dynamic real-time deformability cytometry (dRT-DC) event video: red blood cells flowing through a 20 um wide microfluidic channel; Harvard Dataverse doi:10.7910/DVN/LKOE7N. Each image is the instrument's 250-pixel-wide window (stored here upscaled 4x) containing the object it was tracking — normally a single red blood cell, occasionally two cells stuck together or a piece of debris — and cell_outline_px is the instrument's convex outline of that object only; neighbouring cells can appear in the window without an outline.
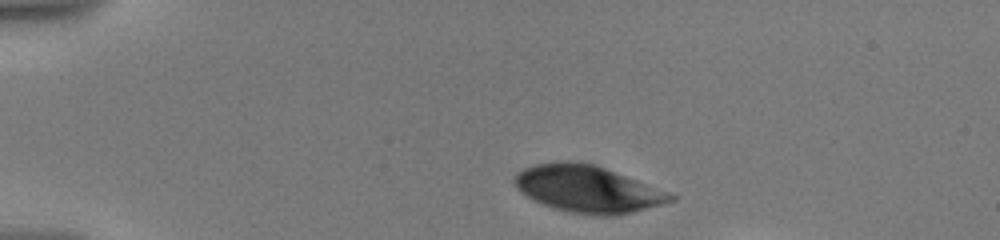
{"species": "human", "species_latin": "Homo sapiens", "temperature_condition": "warm", "stored_images_in_passage": 7, "camera_frame_rate_fps": 3000, "um_per_image_px": 0.085, "donor": {"sex": "male"}, "frame": {"image": 1, "passage_image": 1, "time_ms": 0.0, "image_size_px": [1000, 240], "cell_outline_px": [[676, 200], [664, 204], [616, 216], [592, 216], [572, 212], [556, 208], [544, 204], [520, 192], [516, 188], [512, 180], [516, 172], [524, 168], [536, 164], [560, 160], [568, 160], [596, 164], [668, 192], [676, 196]], "centroid_in_image_um": [49.94, 16.05], "position_along_channel_um": 35.1, "area_um2": 42.77}}
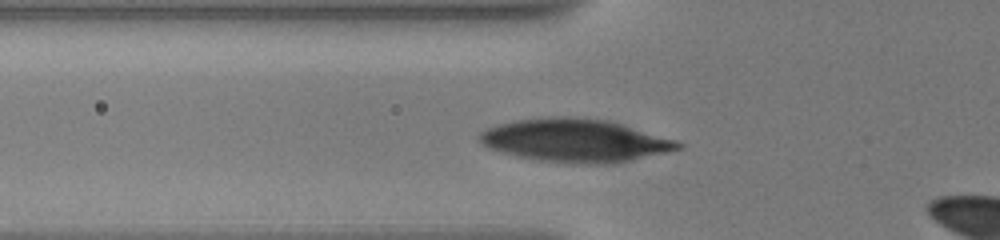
{"frame": {"image": 2, "passage_image": 5, "time_ms": 3.0, "image_size_px": [1000, 240], "cell_outline_px": [[684, 148], [668, 152], [616, 164], [572, 164], [536, 160], [516, 156], [488, 148], [480, 140], [480, 132], [488, 128], [500, 124], [516, 120], [548, 116], [568, 116], [608, 120], [624, 124], [676, 140], [684, 144]], "centroid_in_image_um": [48.95, 11.95], "position_along_channel_um": 76.9, "area_um2": 50.29}}
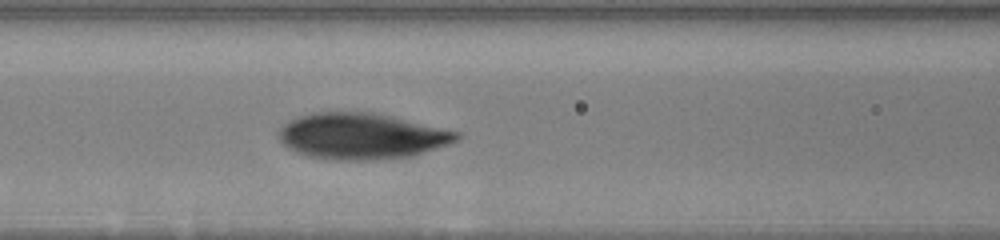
{"frame": {"image": 3, "passage_image": 7, "time_ms": 4.667, "image_size_px": [1000, 240], "cell_outline_px": [[460, 136], [456, 140], [448, 144], [412, 156], [376, 160], [328, 160], [308, 156], [296, 152], [288, 148], [280, 140], [276, 132], [288, 120], [296, 116], [312, 112], [372, 112], [460, 132]], "centroid_in_image_um": [30.66, 11.57], "position_along_channel_um": 135.9, "area_um2": 47.86}}